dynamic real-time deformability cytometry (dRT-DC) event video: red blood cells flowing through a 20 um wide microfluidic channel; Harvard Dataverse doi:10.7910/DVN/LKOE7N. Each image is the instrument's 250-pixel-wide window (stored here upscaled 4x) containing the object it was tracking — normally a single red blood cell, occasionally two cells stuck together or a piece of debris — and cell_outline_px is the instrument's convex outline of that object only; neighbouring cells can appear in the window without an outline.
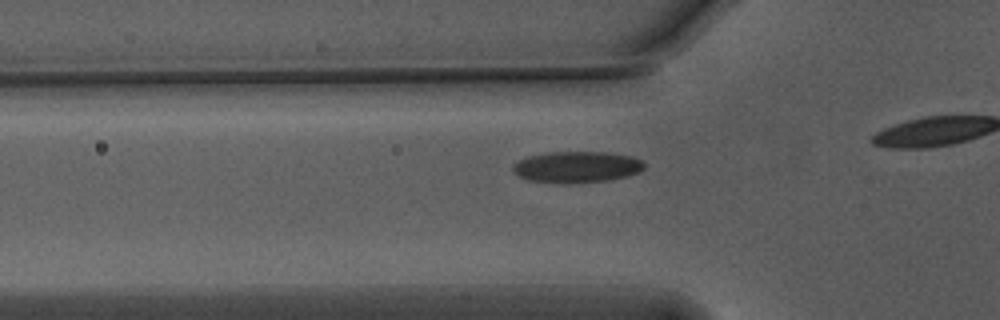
{"species": "Egyptian fruit bat (a non-hibernating species)", "species_latin": "Rousettus aegyptiacus", "temperature_condition": "warm", "stored_images_in_passage": 12, "camera_frame_rate_fps": 3000, "um_per_image_px": 0.085, "animal": {"sex": "male"}, "frame": {"image": 1, "passage_image": 7, "time_ms": 2.0, "image_size_px": [1000, 320], "cell_outline_px": [[644, 168], [640, 172], [628, 176], [608, 180], [572, 184], [564, 184], [528, 180], [512, 172], [512, 164], [528, 156], [548, 152], [604, 152], [632, 156], [644, 160]], "centroid_in_image_um": [49.03, 14.2], "position_along_channel_um": 76.8, "area_um2": 24.28}}
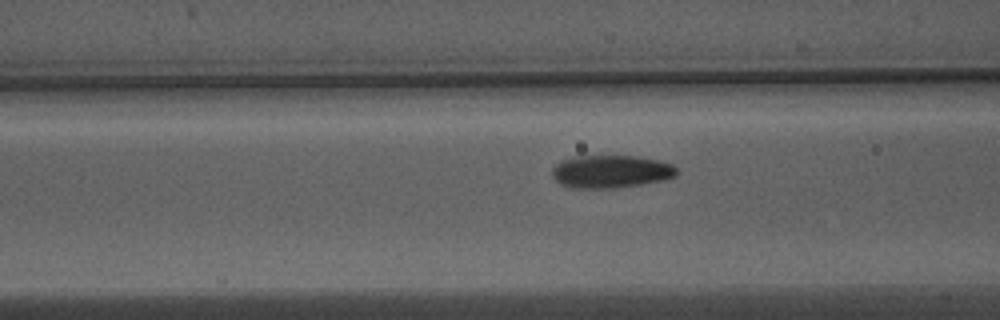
{"frame": {"image": 2, "passage_image": 10, "time_ms": 3.0, "image_size_px": [1000, 320], "cell_outline_px": [[680, 172], [676, 176], [664, 180], [640, 184], [612, 188], [572, 188], [560, 184], [552, 176], [552, 168], [560, 160], [572, 156], [636, 156], [656, 160], [672, 164]], "centroid_in_image_um": [51.9, 14.58], "position_along_channel_um": 114.7, "area_um2": 23.93}}